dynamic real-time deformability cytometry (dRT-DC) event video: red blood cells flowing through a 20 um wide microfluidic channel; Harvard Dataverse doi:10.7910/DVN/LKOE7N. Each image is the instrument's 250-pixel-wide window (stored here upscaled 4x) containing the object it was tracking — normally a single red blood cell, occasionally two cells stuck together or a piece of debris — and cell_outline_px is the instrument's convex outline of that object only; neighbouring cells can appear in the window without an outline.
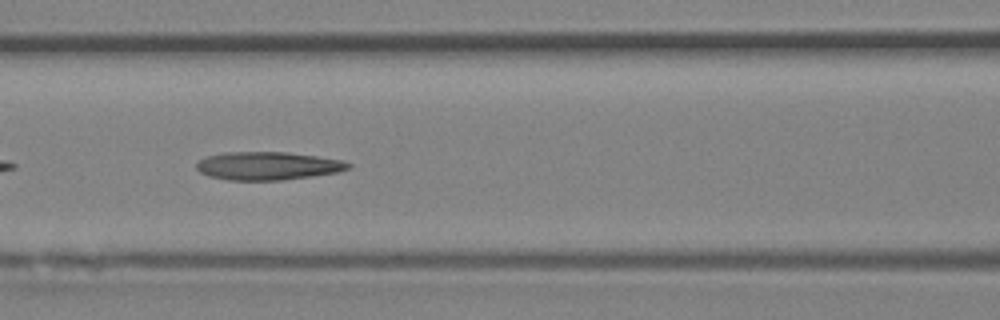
{"species": "Egyptian fruit bat (a non-hibernating species)", "species_latin": "Rousettus aegyptiacus", "temperature_condition": "room temperature", "stored_images_in_passage": 39, "camera_frame_rate_fps": 3000, "um_per_image_px": 0.085, "animal": {"sex": "female"}, "frame": {"image": 1, "passage_image": 17, "time_ms": 5.333, "image_size_px": [1000, 320], "cell_outline_px": [[352, 168], [336, 172], [312, 176], [284, 180], [228, 180], [208, 176], [200, 172], [196, 168], [196, 164], [200, 160], [208, 156], [224, 152], [284, 152], [316, 156], [340, 160], [352, 164]], "centroid_in_image_um": [22.75, 14.1], "position_along_channel_um": 143.8, "area_um2": 24.8}}